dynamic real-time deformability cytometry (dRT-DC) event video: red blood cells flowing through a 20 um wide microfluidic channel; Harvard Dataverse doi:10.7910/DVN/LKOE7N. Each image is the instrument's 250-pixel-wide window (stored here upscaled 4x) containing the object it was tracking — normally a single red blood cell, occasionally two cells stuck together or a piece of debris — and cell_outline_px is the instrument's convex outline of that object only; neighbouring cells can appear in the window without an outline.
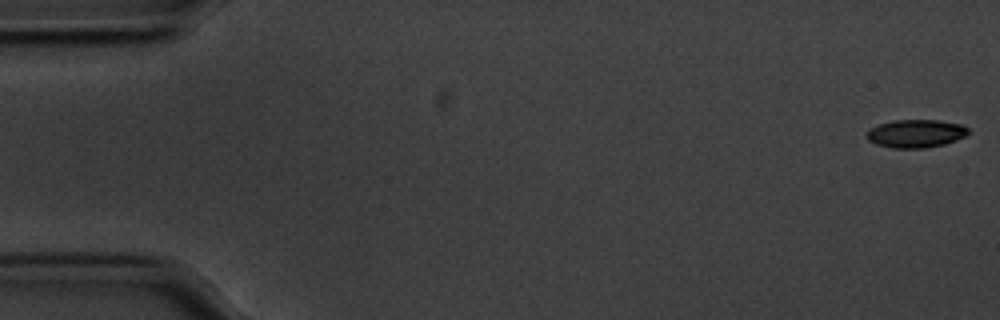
{"species": "common noctule bat (a hibernating species)", "species_latin": "Nyctalus noctula", "temperature_condition": "cold", "stored_images_in_passage": 5, "camera_frame_rate_fps": 3000, "um_per_image_px": 0.085, "animal": {"sex": "male", "body_mass_g": 20.1, "forearm_length_mm": 53.5}, "frame": {"image": 1, "passage_image": 1, "time_ms": 0.0, "image_size_px": [1000, 320], "cell_outline_px": [[968, 132], [964, 136], [956, 140], [944, 144], [924, 148], [892, 148], [876, 144], [868, 140], [868, 132], [872, 128], [880, 124], [892, 120], [940, 120], [964, 124], [968, 128]], "centroid_in_image_um": [77.88, 11.34], "position_along_channel_um": 7.1, "area_um2": 16.53}}